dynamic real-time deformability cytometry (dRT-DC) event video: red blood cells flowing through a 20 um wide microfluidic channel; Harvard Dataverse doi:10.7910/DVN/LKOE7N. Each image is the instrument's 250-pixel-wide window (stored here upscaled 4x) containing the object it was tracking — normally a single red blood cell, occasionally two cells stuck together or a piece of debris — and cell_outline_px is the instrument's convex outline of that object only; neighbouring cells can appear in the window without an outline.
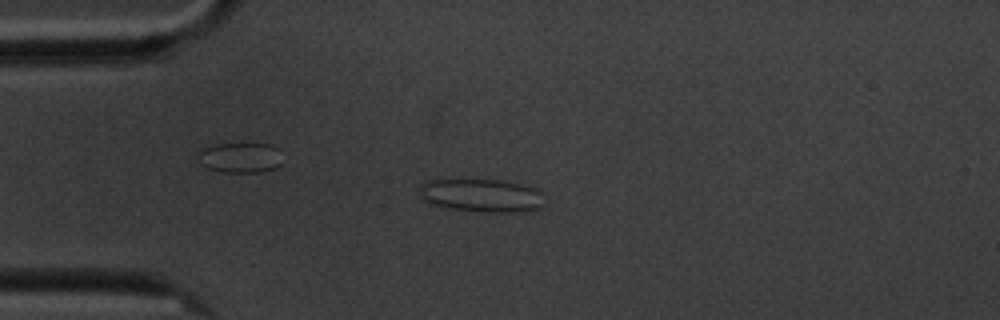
{"species": "common noctule bat (a hibernating species)", "species_latin": "Nyctalus noctula", "temperature_condition": "cold", "stored_images_in_passage": 45, "camera_frame_rate_fps": 3000, "um_per_image_px": 0.085, "animal": {"sex": "male", "body_mass_g": 20.1, "forearm_length_mm": 53.5}, "frame": {"image": 1, "passage_image": 1, "time_ms": 0.0, "image_size_px": [1000, 320], "cell_outline_px": [[544, 204], [540, 208], [512, 212], [480, 212], [444, 208], [428, 204], [420, 196], [420, 184], [424, 180], [504, 180], [536, 188], [540, 192]], "centroid_in_image_um": [40.87, 16.62], "position_along_channel_um": 44.1, "area_um2": 24.39}}
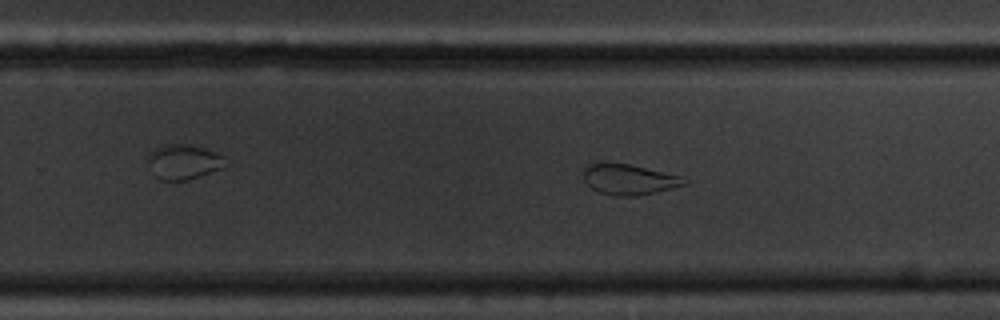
{"frame": {"image": 2, "passage_image": 23, "time_ms": 7.333, "image_size_px": [1000, 320], "cell_outline_px": [[688, 184], [656, 192], [636, 196], [616, 196], [596, 192], [584, 180], [584, 168], [588, 164], [628, 164], [680, 176], [688, 180]], "centroid_in_image_um": [53.48, 15.28], "position_along_channel_um": 276.3, "area_um2": 17.63}}
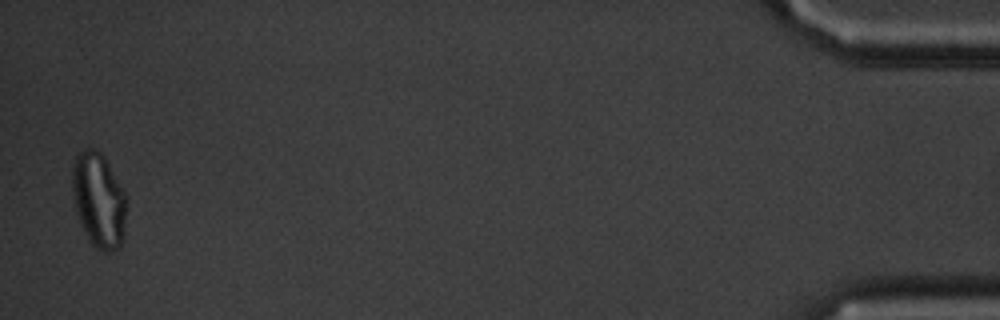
{"frame": {"image": 3, "passage_image": 44, "time_ms": 14.333, "image_size_px": [1000, 320], "cell_outline_px": [[128, 200], [124, 236], [120, 248], [116, 252], [104, 252], [96, 248], [88, 240], [80, 224], [76, 212], [72, 192], [72, 168], [76, 156], [84, 148], [92, 148], [100, 152], [104, 156], [128, 196]], "centroid_in_image_um": [8.43, 17.05], "position_along_channel_um": 426.8, "area_um2": 30.81}, "authors_computed_cell_mechanics": {"area_um2": 19.8832, "velocity_mm_per_s": 3.4137, "shape_relaxation_time_tau1_ms": null, "shape_relaxation_time_tau2_ms": 1.2695, "deformation_change_tau1": null, "deformation_change_tau2": 0.0847}}